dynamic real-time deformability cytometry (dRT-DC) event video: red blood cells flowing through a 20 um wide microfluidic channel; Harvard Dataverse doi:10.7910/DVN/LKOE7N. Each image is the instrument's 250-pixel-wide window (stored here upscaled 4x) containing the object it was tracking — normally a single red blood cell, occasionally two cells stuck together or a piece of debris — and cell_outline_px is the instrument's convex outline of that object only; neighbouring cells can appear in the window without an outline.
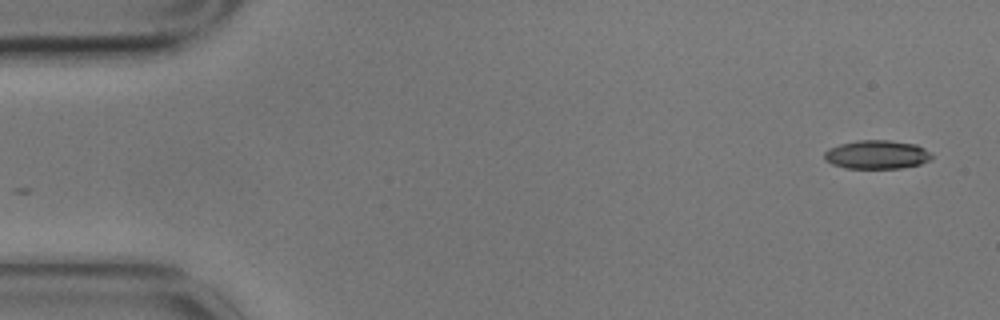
{"species": "common noctule bat (a hibernating species)", "species_latin": "Nyctalus noctula", "temperature_condition": "cold", "stored_images_in_passage": 7, "segment_of_instrument_passage": [2, 2], "camera_frame_rate_fps": 3000, "um_per_image_px": 0.085, "animal": {"sex": "male", "body_mass_g": 17.9}, "frame": {"image": 1, "passage_image": 7, "time_ms": 2.0, "image_size_px": [1000, 320], "cell_outline_px": [[932, 156], [928, 160], [920, 164], [900, 168], [844, 168], [832, 164], [824, 160], [824, 152], [828, 148], [840, 144], [856, 140], [888, 140], [916, 144], [924, 148]], "centroid_in_image_um": [74.48, 13.13], "position_along_channel_um": 10.5, "area_um2": 17.92}}